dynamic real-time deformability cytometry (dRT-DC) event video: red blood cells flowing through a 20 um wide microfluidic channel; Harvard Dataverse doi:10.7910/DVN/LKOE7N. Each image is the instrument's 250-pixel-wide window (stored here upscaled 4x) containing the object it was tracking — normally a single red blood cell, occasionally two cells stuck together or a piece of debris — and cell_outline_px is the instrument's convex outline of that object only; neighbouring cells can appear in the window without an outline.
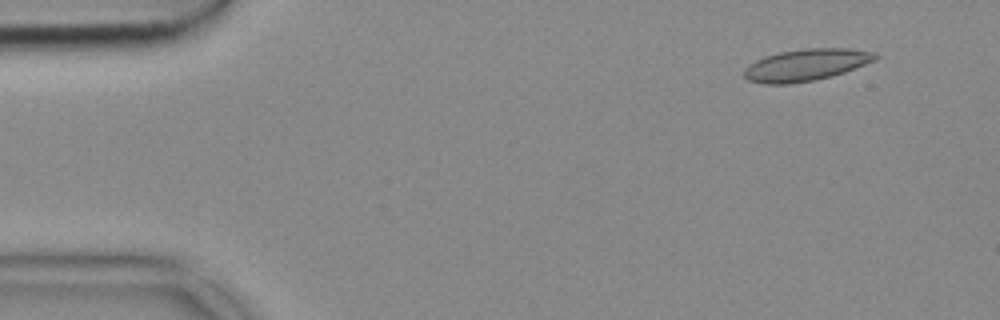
{"species": "common noctule bat (a hibernating species)", "species_latin": "Nyctalus noctula", "temperature_condition": "cold", "stored_images_in_passage": 52, "camera_frame_rate_fps": 3000, "um_per_image_px": 0.085, "animal": {"sex": "female", "body_mass_g": 18.4}, "frame": {"image": 1, "passage_image": 4, "time_ms": 1.0, "image_size_px": [1000, 320], "cell_outline_px": [[880, 56], [876, 60], [844, 72], [832, 76], [816, 80], [784, 84], [764, 84], [748, 80], [744, 76], [744, 68], [748, 64], [764, 56], [780, 52], [804, 48], [848, 48], [876, 52]], "centroid_in_image_um": [68.52, 5.51], "position_along_channel_um": 16.5, "area_um2": 24.51}}
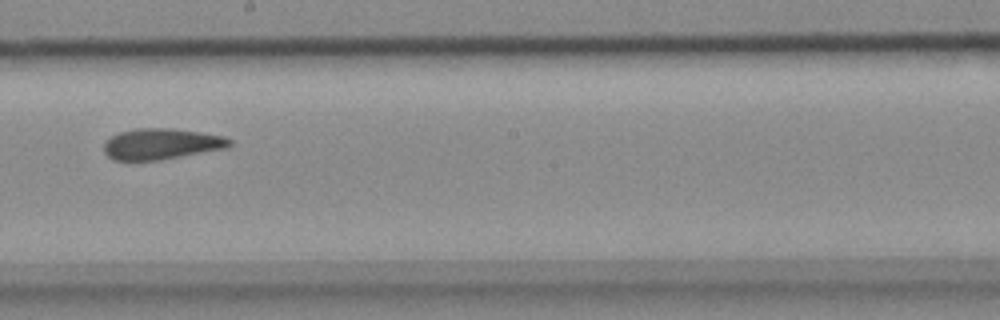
{"frame": {"image": 2, "passage_image": 29, "time_ms": 9.333, "image_size_px": [1000, 320], "cell_outline_px": [[232, 144], [224, 148], [160, 160], [112, 160], [104, 152], [104, 144], [112, 136], [120, 132], [136, 128], [172, 128], [200, 132], [224, 136], [232, 140]], "centroid_in_image_um": [13.71, 12.23], "position_along_channel_um": 234.5, "area_um2": 22.48}}
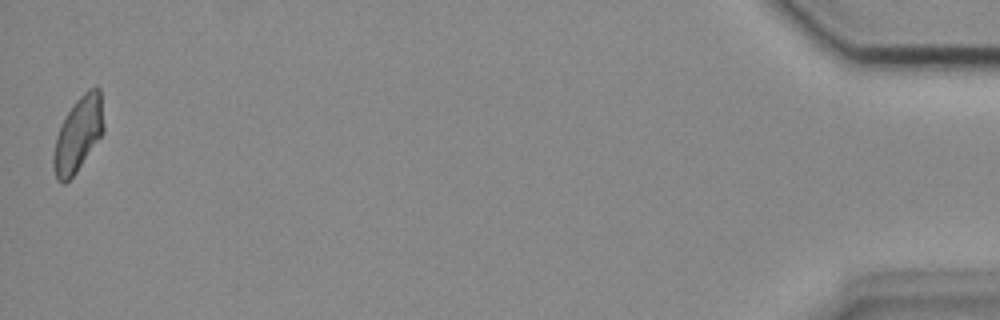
{"frame": {"image": 3, "passage_image": 52, "time_ms": 17.0, "image_size_px": [1000, 320], "cell_outline_px": [[104, 132], [76, 172], [64, 184], [56, 180], [52, 164], [52, 156], [56, 136], [60, 124], [76, 100], [88, 88], [96, 84], [100, 88], [104, 124]], "centroid_in_image_um": [6.64, 11.4], "position_along_channel_um": 428.6, "area_um2": 22.08}}